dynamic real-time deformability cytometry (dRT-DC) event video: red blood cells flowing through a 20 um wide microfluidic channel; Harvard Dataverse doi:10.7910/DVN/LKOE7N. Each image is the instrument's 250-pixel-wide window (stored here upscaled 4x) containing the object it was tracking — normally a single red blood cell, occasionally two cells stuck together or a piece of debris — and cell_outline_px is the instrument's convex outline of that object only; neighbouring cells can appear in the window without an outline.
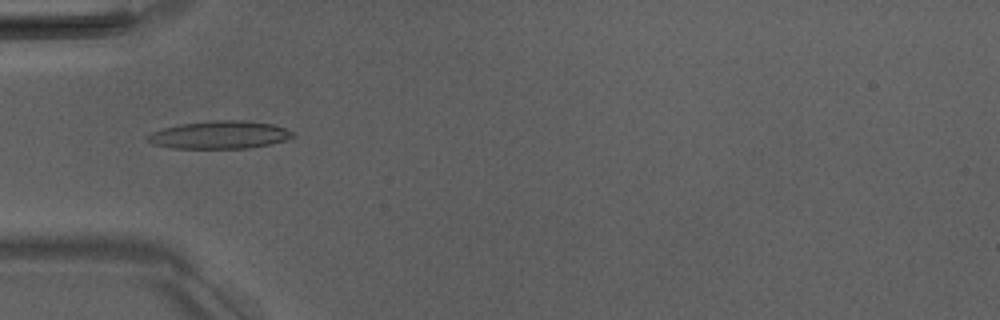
{"species": "Egyptian fruit bat (a non-hibernating species)", "species_latin": "Rousettus aegyptiacus", "temperature_condition": "room temperature", "stored_images_in_passage": 42, "camera_frame_rate_fps": 3000, "um_per_image_px": 0.085, "animal": {"sex": "male"}, "frame": {"image": 1, "passage_image": 7, "time_ms": 2.0, "image_size_px": [1000, 320], "cell_outline_px": [[296, 136], [272, 144], [248, 148], [172, 148], [152, 144], [144, 136], [152, 132], [164, 128], [180, 124], [212, 120], [244, 120], [272, 124], [284, 128], [292, 132]], "centroid_in_image_um": [18.65, 11.46], "position_along_channel_um": 66.3, "area_um2": 23.52}}
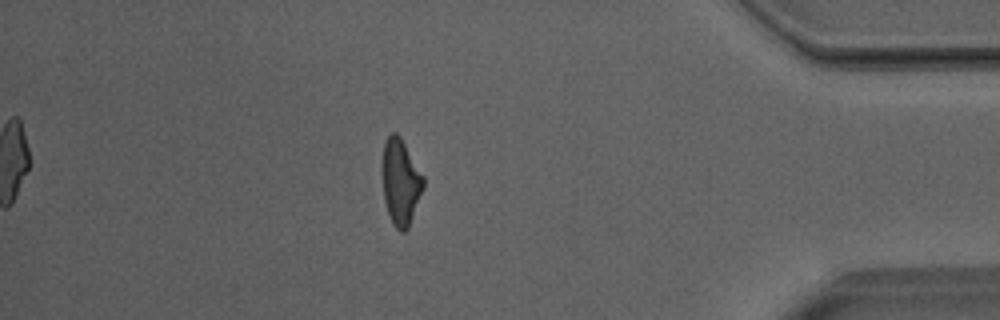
{"frame": {"image": 2, "passage_image": 35, "time_ms": 11.333, "image_size_px": [1000, 320], "cell_outline_px": [[424, 188], [408, 228], [404, 232], [400, 232], [392, 224], [384, 200], [384, 140], [392, 132], [396, 132], [400, 136], [424, 176]], "centroid_in_image_um": [34.08, 15.49], "position_along_channel_um": 401.1, "area_um2": 20.23}}
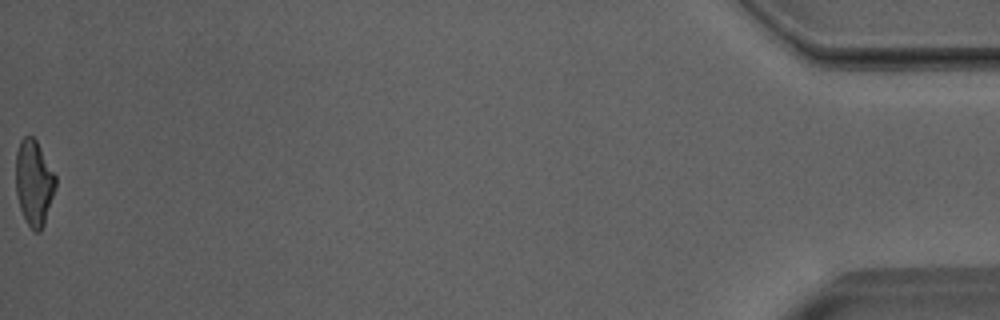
{"frame": {"image": 3, "passage_image": 42, "time_ms": 13.667, "image_size_px": [1000, 320], "cell_outline_px": [[56, 188], [44, 224], [40, 232], [36, 232], [28, 224], [20, 208], [16, 192], [16, 152], [20, 140], [24, 136], [32, 136], [36, 140], [56, 176]], "centroid_in_image_um": [2.89, 15.52], "position_along_channel_um": 432.3, "area_um2": 19.71}, "authors_computed_cell_mechanics": {"area_um2": 21.097, "velocity_mm_per_s": 4.0059, "shape_relaxation_time_tau1_ms": 5.7579, "shape_relaxation_time_tau2_ms": 1.3717, "deformation_change_tau1": 0.2132, "deformation_change_tau2": 0.1106}}